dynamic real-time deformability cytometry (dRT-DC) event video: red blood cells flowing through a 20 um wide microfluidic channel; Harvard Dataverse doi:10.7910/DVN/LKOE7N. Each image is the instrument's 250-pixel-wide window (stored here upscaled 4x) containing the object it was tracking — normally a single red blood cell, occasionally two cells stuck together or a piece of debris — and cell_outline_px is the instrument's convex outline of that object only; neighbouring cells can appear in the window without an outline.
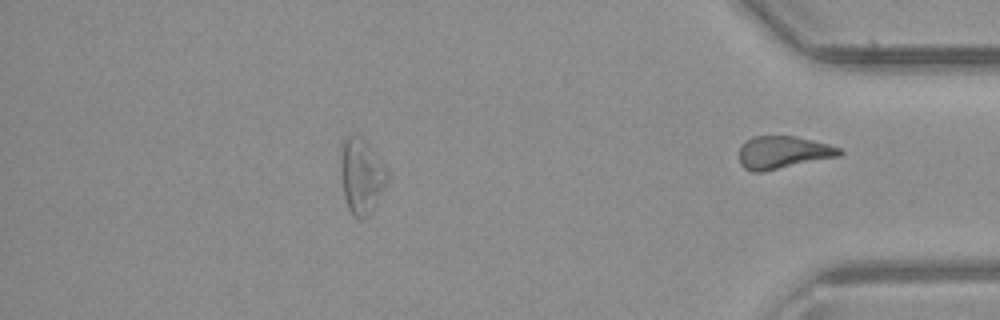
{"species": "common noctule bat (a hibernating species)", "species_latin": "Nyctalus noctula", "temperature_condition": "room temperature", "stored_images_in_passage": 29, "segment_of_instrument_passage": [2, 2], "camera_frame_rate_fps": 3000, "um_per_image_px": 0.085, "animal": {"sex": "male", "body_mass_g": 23.1, "forearm_length_mm": 52.7}, "frame": {"image": 1, "passage_image": 29, "time_ms": 9.333, "image_size_px": [1000, 320], "cell_outline_px": [[844, 152], [840, 156], [764, 172], [752, 172], [744, 168], [740, 164], [740, 148], [752, 136], [796, 136], [828, 144], [840, 148]], "centroid_in_image_um": [66.58, 12.97], "position_along_channel_um": 368.6, "area_um2": 19.13}}